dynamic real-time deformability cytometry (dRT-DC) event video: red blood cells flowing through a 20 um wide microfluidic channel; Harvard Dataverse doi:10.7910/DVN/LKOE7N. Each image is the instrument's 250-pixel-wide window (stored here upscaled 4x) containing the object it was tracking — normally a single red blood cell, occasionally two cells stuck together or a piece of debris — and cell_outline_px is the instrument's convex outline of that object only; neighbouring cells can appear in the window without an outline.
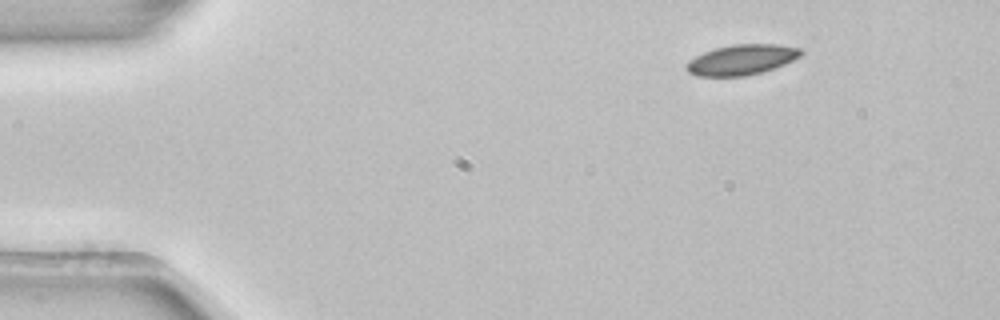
{"species": "common noctule bat (a hibernating species)", "species_latin": "Nyctalus noctula", "temperature_condition": "room temperature", "stored_images_in_passage": 3, "camera_frame_rate_fps": 3000, "um_per_image_px": 0.085, "animal": {"sex": "female", "body_mass_g": 22.7, "forearm_length_mm": 54.2}, "frame": {"image": 1, "passage_image": 1, "time_ms": 0.0, "image_size_px": [1000, 320], "cell_outline_px": [[804, 52], [800, 56], [784, 64], [760, 72], [744, 76], [696, 76], [688, 72], [688, 60], [704, 52], [716, 48], [732, 44], [776, 44], [800, 48]], "centroid_in_image_um": [63.04, 5.07], "position_along_channel_um": 22.0, "area_um2": 19.94}}